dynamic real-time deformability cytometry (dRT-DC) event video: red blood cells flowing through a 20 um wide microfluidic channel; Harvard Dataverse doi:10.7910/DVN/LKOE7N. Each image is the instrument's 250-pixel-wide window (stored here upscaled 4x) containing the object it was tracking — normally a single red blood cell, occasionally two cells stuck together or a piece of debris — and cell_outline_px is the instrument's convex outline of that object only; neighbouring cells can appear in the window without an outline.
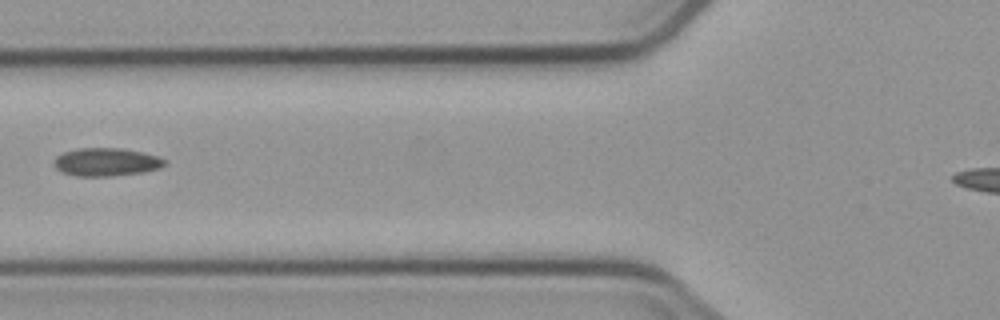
{"species": "common noctule bat (a hibernating species)", "species_latin": "Nyctalus noctula", "temperature_condition": "cold", "stored_images_in_passage": 3, "camera_frame_rate_fps": 3000, "um_per_image_px": 0.085, "animal": {"sex": "male", "body_mass_g": 23.1, "forearm_length_mm": 52.7}, "frame": {"image": 1, "passage_image": 2, "time_ms": 1.333, "image_size_px": [1000, 320], "cell_outline_px": [[164, 164], [160, 168], [140, 172], [108, 176], [76, 176], [64, 172], [56, 168], [52, 160], [56, 156], [64, 152], [76, 148], [120, 148], [140, 152], [156, 156], [164, 160]], "centroid_in_image_um": [8.96, 13.76], "position_along_channel_um": 116.8, "area_um2": 17.8}}
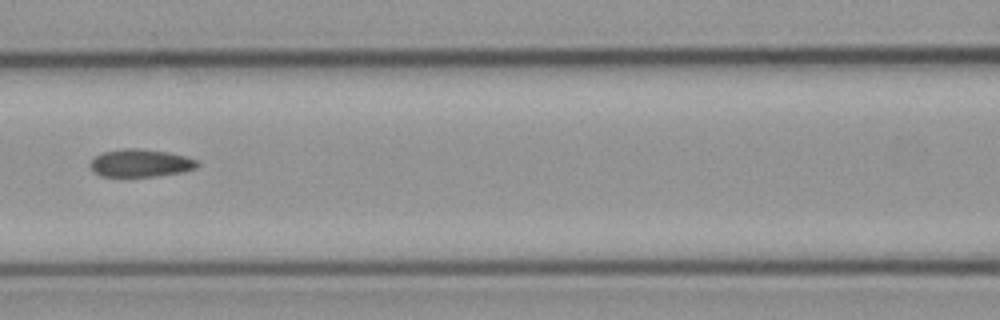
{"frame": {"image": 2, "passage_image": 3, "time_ms": 2.333, "image_size_px": [1000, 320], "cell_outline_px": [[200, 164], [196, 168], [180, 172], [152, 176], [100, 176], [88, 164], [96, 156], [104, 152], [124, 148], [140, 148], [168, 152], [184, 156], [196, 160]], "centroid_in_image_um": [11.94, 13.85], "position_along_channel_um": 154.7, "area_um2": 17.05}}